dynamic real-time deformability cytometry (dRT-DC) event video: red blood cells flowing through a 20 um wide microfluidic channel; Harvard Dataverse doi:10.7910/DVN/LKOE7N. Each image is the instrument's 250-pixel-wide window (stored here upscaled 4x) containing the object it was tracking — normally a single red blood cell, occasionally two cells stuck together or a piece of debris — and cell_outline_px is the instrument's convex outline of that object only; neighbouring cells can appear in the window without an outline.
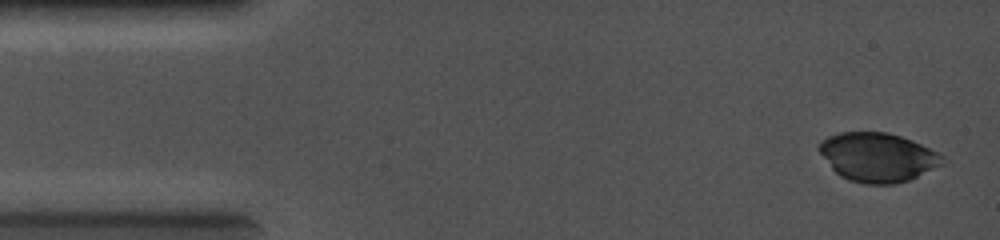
{"species": "common noctule bat (a hibernating species)", "species_latin": "Nyctalus noctula", "temperature_condition": "cold", "stored_images_in_passage": 16, "camera_frame_rate_fps": 5000, "um_per_image_px": 0.085, "animal": {"sex": "female", "body_mass_g": 19.0, "forearm_length_mm": 56.7}, "frame": {"image": 1, "passage_image": 3, "time_ms": 0.4, "image_size_px": [1000, 240], "cell_outline_px": [[944, 164], [908, 180], [892, 184], [864, 184], [848, 180], [840, 176], [832, 168], [820, 152], [820, 140], [828, 136], [840, 132], [888, 132], [912, 140], [944, 156]], "centroid_in_image_um": [74.6, 13.36], "position_along_channel_um": 10.4, "area_um2": 34.97}}